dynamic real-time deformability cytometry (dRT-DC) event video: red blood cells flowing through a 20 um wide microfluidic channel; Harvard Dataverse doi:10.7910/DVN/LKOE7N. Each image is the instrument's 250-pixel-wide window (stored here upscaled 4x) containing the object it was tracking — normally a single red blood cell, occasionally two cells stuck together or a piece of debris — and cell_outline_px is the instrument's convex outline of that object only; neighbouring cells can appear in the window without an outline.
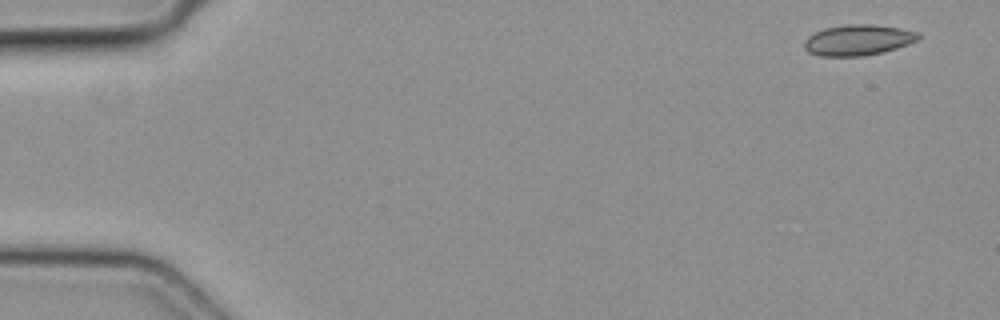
{"species": "common noctule bat (a hibernating species)", "species_latin": "Nyctalus noctula", "temperature_condition": "cold", "stored_images_in_passage": 5, "camera_frame_rate_fps": 3000, "um_per_image_px": 0.085, "animal": {"sex": "female", "body_mass_g": 19.3, "forearm_length_mm": 54.1}, "frame": {"image": 1, "passage_image": 1, "time_ms": 0.0, "image_size_px": [1000, 320], "cell_outline_px": [[920, 36], [916, 40], [908, 44], [884, 52], [864, 56], [820, 56], [808, 52], [804, 48], [804, 40], [808, 36], [824, 28], [844, 24], [872, 24], [900, 28], [920, 32]], "centroid_in_image_um": [72.92, 3.4], "position_along_channel_um": 12.1, "area_um2": 20.58}}